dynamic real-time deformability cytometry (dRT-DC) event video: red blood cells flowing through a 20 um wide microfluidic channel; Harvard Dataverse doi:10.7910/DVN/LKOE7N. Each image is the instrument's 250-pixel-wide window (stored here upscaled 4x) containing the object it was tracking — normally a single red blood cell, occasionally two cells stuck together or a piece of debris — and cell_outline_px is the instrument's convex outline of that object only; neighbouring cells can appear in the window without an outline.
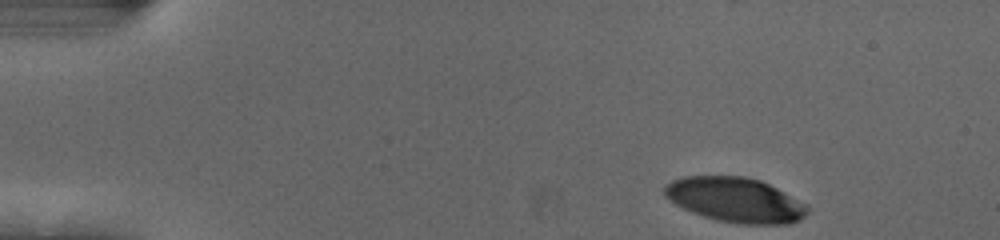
{"species": "human", "species_latin": "Homo sapiens", "temperature_condition": "cold", "stored_images_in_passage": 40, "camera_frame_rate_fps": 3000, "um_per_image_px": 0.085, "donor": {"sex": "female"}, "frame": {"image": 1, "passage_image": 1, "time_ms": 0.0, "image_size_px": [1000, 240], "cell_outline_px": [[808, 212], [800, 220], [788, 224], [740, 224], [716, 220], [692, 212], [676, 204], [664, 196], [664, 184], [672, 180], [684, 176], [744, 176], [760, 180], [784, 192], [804, 204], [808, 208]], "centroid_in_image_um": [62.47, 16.99], "position_along_channel_um": 22.5, "area_um2": 37.11}}
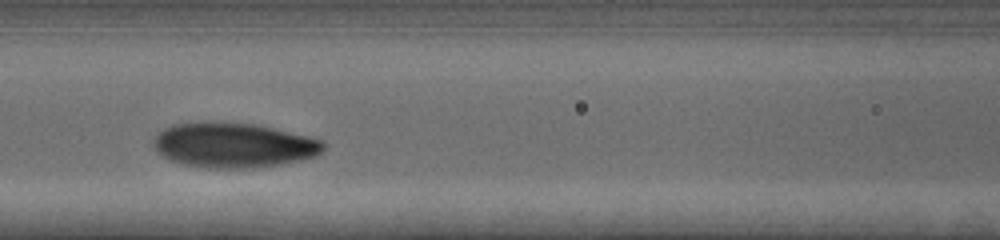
{"frame": {"image": 2, "passage_image": 19, "time_ms": 6.0, "image_size_px": [1000, 240], "cell_outline_px": [[324, 148], [316, 156], [300, 160], [280, 164], [244, 168], [208, 168], [184, 164], [172, 160], [164, 156], [152, 144], [152, 140], [164, 128], [172, 124], [204, 120], [224, 120], [256, 124], [308, 136], [324, 140]], "centroid_in_image_um": [19.84, 12.3], "position_along_channel_um": 146.8, "area_um2": 44.85}}
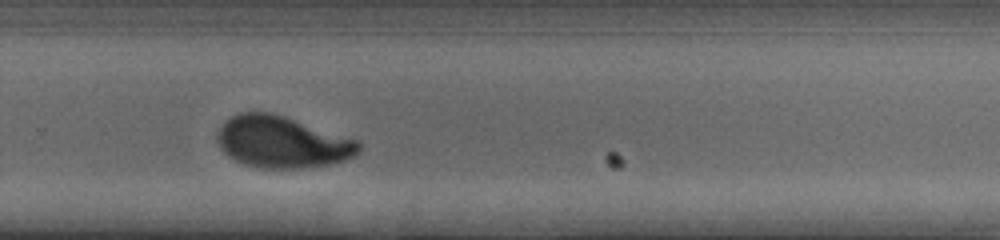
{"frame": {"image": 3, "passage_image": 32, "time_ms": 10.333, "image_size_px": [1000, 240], "cell_outline_px": [[360, 152], [356, 156], [332, 164], [300, 168], [260, 168], [244, 164], [228, 156], [220, 148], [216, 136], [220, 128], [236, 112], [272, 112], [356, 140], [360, 144]], "centroid_in_image_um": [23.97, 12.08], "position_along_channel_um": 305.8, "area_um2": 42.31}, "authors_computed_cell_mechanics": {"area_um2": 42.772, "velocity_mm_per_s": 3.701, "shape_relaxation_time_tau1_ms": 3.058, "shape_relaxation_time_tau2_ms": 0.8836, "deformation_change_tau1": 0.1773, "deformation_change_tau2": 0.0581}}